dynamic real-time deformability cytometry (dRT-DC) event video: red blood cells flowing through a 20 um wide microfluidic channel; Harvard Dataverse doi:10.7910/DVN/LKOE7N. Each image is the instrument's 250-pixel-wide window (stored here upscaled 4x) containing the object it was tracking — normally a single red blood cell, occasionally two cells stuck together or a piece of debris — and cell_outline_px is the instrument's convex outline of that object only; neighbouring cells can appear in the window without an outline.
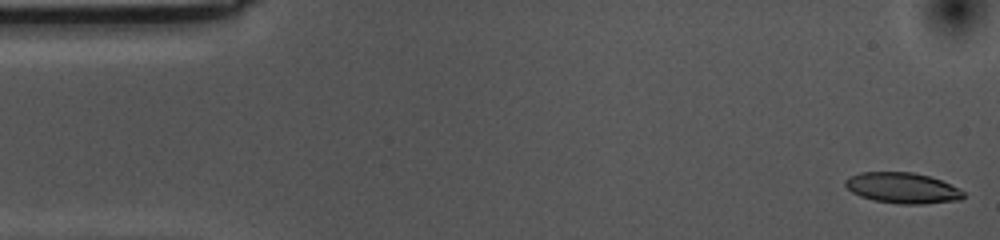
{"species": "common noctule bat (a hibernating species)", "species_latin": "Nyctalus noctula", "temperature_condition": "cold", "stored_images_in_passage": 55, "camera_frame_rate_fps": 3000, "um_per_image_px": 0.085, "animal": {"sex": "female", "body_mass_g": 10.0, "forearm_length_mm": 53.1}, "frame": {"image": 1, "passage_image": 1, "time_ms": 0.0, "image_size_px": [1000, 240], "cell_outline_px": [[964, 196], [960, 200], [924, 204], [900, 204], [872, 200], [860, 196], [852, 192], [844, 184], [844, 180], [860, 172], [912, 172], [928, 176], [940, 180], [960, 188], [964, 192]], "centroid_in_image_um": [76.72, 15.98], "position_along_channel_um": 8.3, "area_um2": 21.15}}
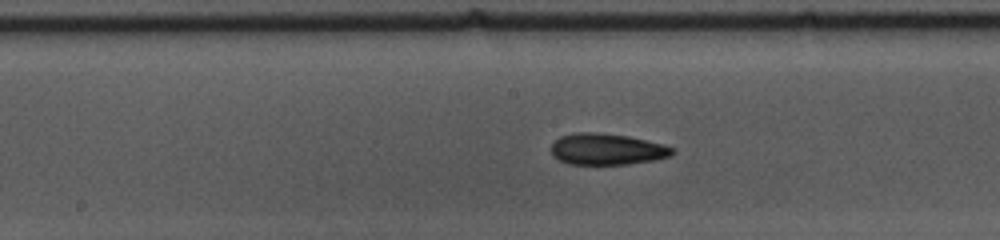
{"frame": {"image": 2, "passage_image": 26, "time_ms": 8.333, "image_size_px": [1000, 240], "cell_outline_px": [[676, 152], [668, 156], [652, 160], [628, 164], [568, 164], [552, 156], [552, 144], [560, 136], [576, 132], [596, 132], [628, 136], [664, 144], [676, 148]], "centroid_in_image_um": [51.6, 12.67], "position_along_channel_um": 196.6, "area_um2": 22.14}}
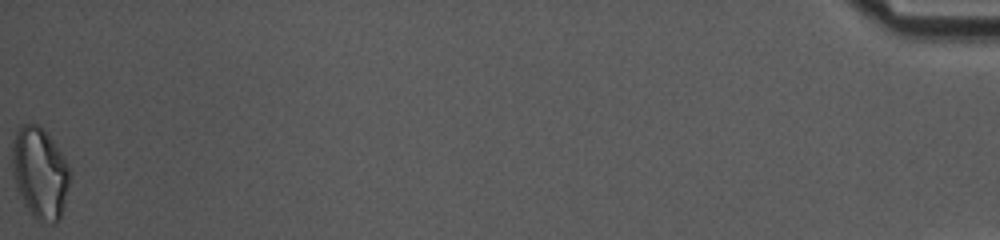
{"frame": {"image": 3, "passage_image": 55, "time_ms": 18.0, "image_size_px": [1000, 240], "cell_outline_px": [[68, 184], [64, 204], [60, 220], [56, 224], [52, 224], [36, 220], [32, 216], [24, 204], [12, 176], [12, 140], [16, 132], [24, 124], [36, 124], [52, 140], [68, 164]], "centroid_in_image_um": [3.36, 14.75], "position_along_channel_um": 431.8, "area_um2": 30.29}, "authors_computed_cell_mechanics": {"area_um2": 22.0796, "velocity_mm_per_s": 3.5426, "shape_relaxation_time_tau1_ms": 6.2558, "shape_relaxation_time_tau2_ms": 4.92, "deformation_change_tau1": 0.1358, "deformation_change_tau2": 0.1223}}